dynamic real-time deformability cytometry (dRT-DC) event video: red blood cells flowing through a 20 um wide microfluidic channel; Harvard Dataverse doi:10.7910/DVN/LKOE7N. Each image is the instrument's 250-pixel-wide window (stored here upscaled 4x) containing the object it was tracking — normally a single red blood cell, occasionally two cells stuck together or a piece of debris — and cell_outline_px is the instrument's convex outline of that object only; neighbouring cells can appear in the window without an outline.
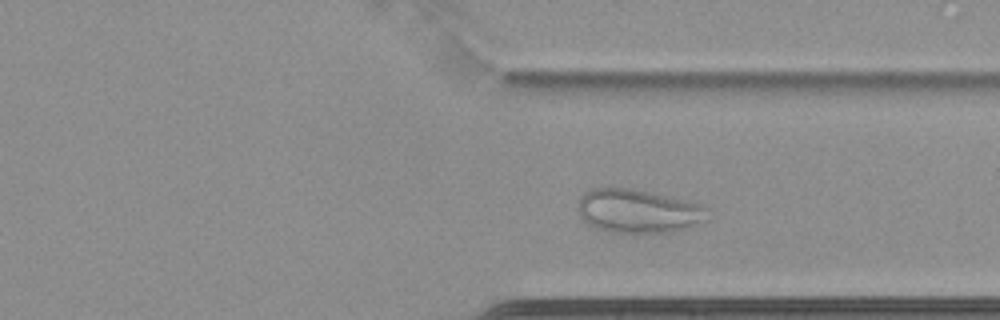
{"species": "common noctule bat (a hibernating species)", "species_latin": "Nyctalus noctula", "temperature_condition": "cold", "stored_images_in_passage": 53, "camera_frame_rate_fps": 3000, "um_per_image_px": 0.085, "animal": {"sex": "female", "body_mass_g": 22.7, "forearm_length_mm": 54.2}, "frame": {"image": 1, "passage_image": 40, "time_ms": 13.0, "image_size_px": [1000, 320], "cell_outline_px": [[708, 220], [688, 228], [672, 232], [612, 232], [596, 228], [588, 224], [580, 216], [576, 208], [580, 196], [584, 192], [592, 188], [628, 188], [648, 192], [704, 204], [708, 208]], "centroid_in_image_um": [54.26, 17.94], "position_along_channel_um": 357.1, "area_um2": 33.18}}
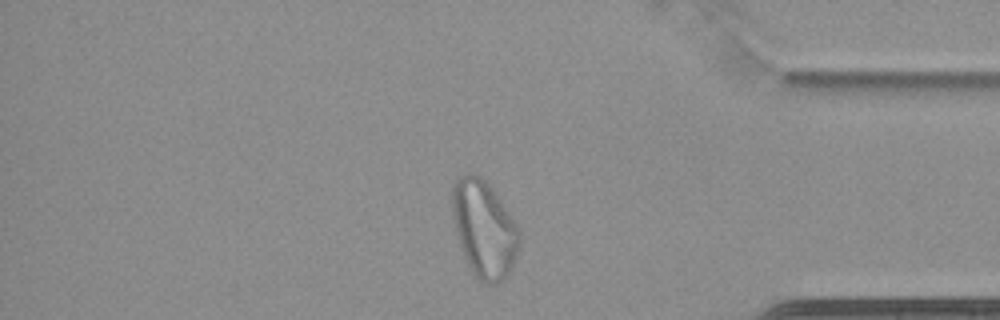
{"frame": {"image": 2, "passage_image": 45, "time_ms": 14.667, "image_size_px": [1000, 320], "cell_outline_px": [[520, 244], [516, 260], [504, 280], [492, 284], [484, 284], [472, 272], [464, 256], [456, 232], [452, 216], [452, 184], [456, 176], [468, 172], [476, 172], [488, 184], [504, 204], [516, 224], [520, 232]], "centroid_in_image_um": [41.14, 19.43], "position_along_channel_um": 394.1, "area_um2": 38.26}}